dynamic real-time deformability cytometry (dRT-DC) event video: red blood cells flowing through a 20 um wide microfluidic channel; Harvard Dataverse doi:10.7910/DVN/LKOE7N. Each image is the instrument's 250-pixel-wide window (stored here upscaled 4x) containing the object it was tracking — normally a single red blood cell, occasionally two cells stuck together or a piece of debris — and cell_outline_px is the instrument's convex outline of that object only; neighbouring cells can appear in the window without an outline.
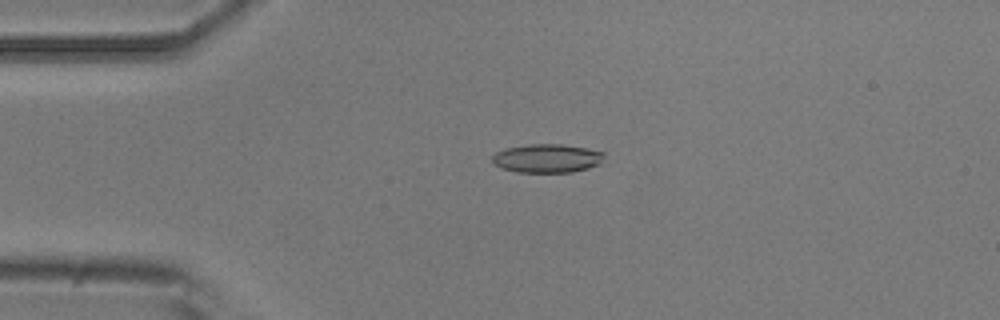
{"species": "common noctule bat (a hibernating species)", "species_latin": "Nyctalus noctula", "temperature_condition": "room temperature", "stored_images_in_passage": 54, "camera_frame_rate_fps": 3000, "um_per_image_px": 0.085, "animal": {"sex": "male", "body_mass_g": 20.5, "forearm_length_mm": 52.5}, "frame": {"image": 1, "passage_image": 12, "time_ms": 3.667, "image_size_px": [1000, 320], "cell_outline_px": [[604, 156], [600, 164], [588, 168], [572, 172], [520, 172], [504, 168], [492, 164], [492, 156], [496, 152], [504, 148], [528, 144], [560, 144], [584, 148], [604, 152]], "centroid_in_image_um": [46.48, 13.45], "position_along_channel_um": 38.5, "area_um2": 18.61}}
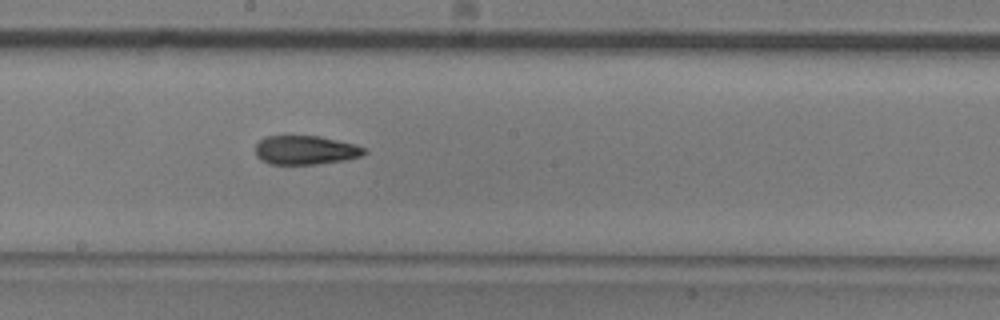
{"frame": {"image": 2, "passage_image": 29, "time_ms": 9.333, "image_size_px": [1000, 320], "cell_outline_px": [[368, 152], [364, 156], [344, 160], [316, 164], [268, 164], [260, 160], [256, 156], [256, 144], [264, 136], [320, 136], [356, 144], [368, 148]], "centroid_in_image_um": [26.01, 12.76], "position_along_channel_um": 222.2, "area_um2": 18.67}}
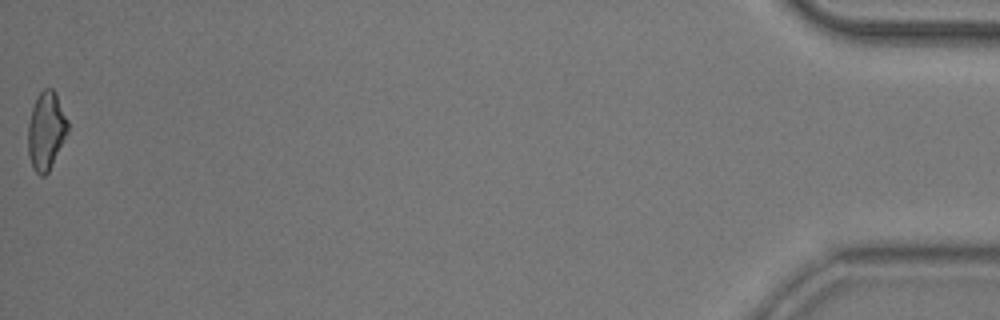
{"frame": {"image": 3, "passage_image": 54, "time_ms": 17.667, "image_size_px": [1000, 320], "cell_outline_px": [[68, 132], [48, 172], [44, 176], [40, 176], [32, 168], [28, 152], [28, 124], [32, 108], [40, 92], [44, 88], [52, 88], [56, 92], [68, 120]], "centroid_in_image_um": [3.92, 11.11], "position_along_channel_um": 431.3, "area_um2": 18.03}, "authors_computed_cell_mechanics": {"area_um2": 18.6116, "velocity_mm_per_s": 3.7096, "shape_relaxation_time_tau1_ms": 6.8473, "shape_relaxation_time_tau2_ms": 4.3751, "deformation_change_tau1": 0.1944, "deformation_change_tau2": 0.1343}}